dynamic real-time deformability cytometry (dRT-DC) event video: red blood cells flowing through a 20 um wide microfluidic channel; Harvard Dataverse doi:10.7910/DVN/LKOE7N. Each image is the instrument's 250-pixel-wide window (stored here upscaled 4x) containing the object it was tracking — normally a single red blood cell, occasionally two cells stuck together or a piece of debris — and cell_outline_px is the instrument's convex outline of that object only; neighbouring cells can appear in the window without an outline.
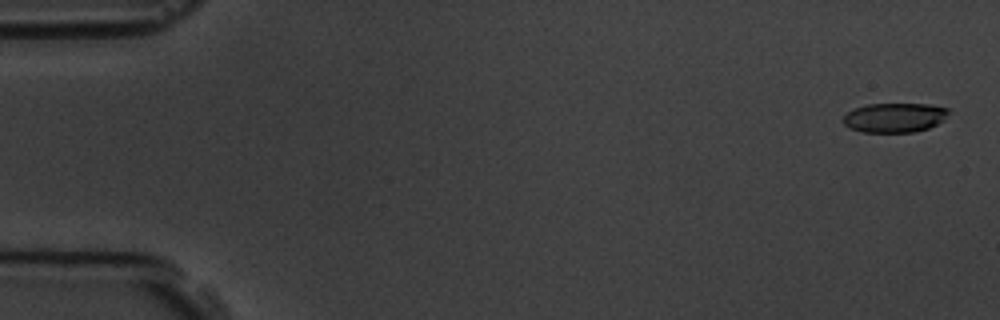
{"species": "common noctule bat (a hibernating species)", "species_latin": "Nyctalus noctula", "temperature_condition": "room temperature", "stored_images_in_passage": 5, "camera_frame_rate_fps": 3000, "um_per_image_px": 0.085, "animal": {"sex": "male", "body_mass_g": 19.5, "forearm_length_mm": 54.6}, "frame": {"image": 1, "passage_image": 1, "time_ms": 0.0, "image_size_px": [1000, 320], "cell_outline_px": [[948, 112], [944, 120], [928, 128], [916, 132], [864, 132], [848, 128], [840, 120], [848, 112], [856, 108], [868, 104], [928, 104], [948, 108]], "centroid_in_image_um": [76.02, 10.0], "position_along_channel_um": 9.0, "area_um2": 18.09}}
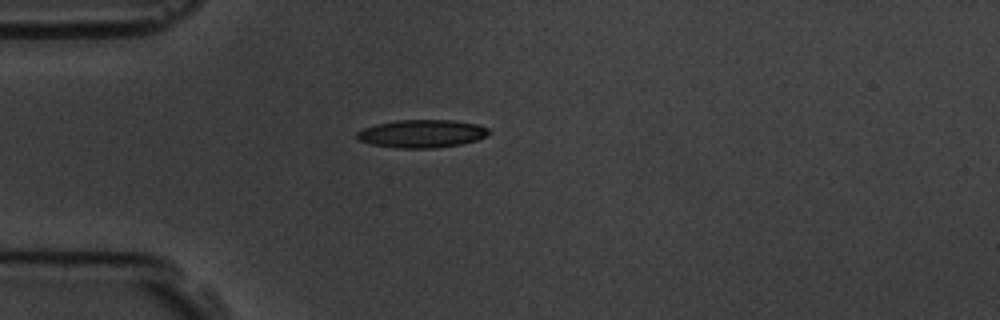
{"frame": {"image": 2, "passage_image": 5, "time_ms": 4.667, "image_size_px": [1000, 320], "cell_outline_px": [[492, 132], [476, 140], [460, 144], [436, 148], [396, 148], [372, 144], [356, 140], [356, 132], [364, 128], [376, 124], [396, 120], [456, 120], [476, 124], [488, 128]], "centroid_in_image_um": [35.83, 11.36], "position_along_channel_um": 49.2, "area_um2": 21.56}}